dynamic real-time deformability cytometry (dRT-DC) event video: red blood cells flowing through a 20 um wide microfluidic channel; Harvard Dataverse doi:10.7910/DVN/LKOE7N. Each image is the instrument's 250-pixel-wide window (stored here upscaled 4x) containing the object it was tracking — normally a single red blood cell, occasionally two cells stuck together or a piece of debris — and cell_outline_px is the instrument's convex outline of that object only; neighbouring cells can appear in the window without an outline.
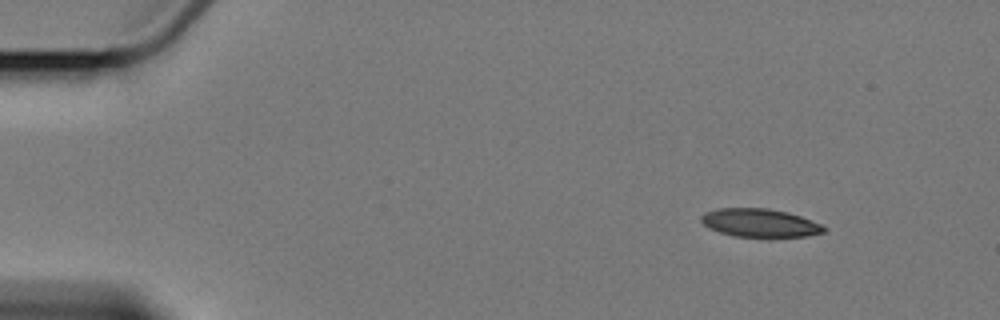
{"species": "Egyptian fruit bat (a non-hibernating species)", "species_latin": "Rousettus aegyptiacus", "temperature_condition": "cold", "stored_images_in_passage": 4, "camera_frame_rate_fps": 3000, "um_per_image_px": 0.085, "animal": {"sex": "female"}, "frame": {"image": 1, "passage_image": 1, "time_ms": 0.0, "image_size_px": [1000, 320], "cell_outline_px": [[828, 228], [824, 232], [808, 236], [768, 240], [736, 236], [720, 232], [708, 228], [700, 220], [700, 216], [704, 212], [716, 208], [768, 208], [788, 212], [824, 224]], "centroid_in_image_um": [64.64, 18.99], "position_along_channel_um": 20.4, "area_um2": 21.33}}
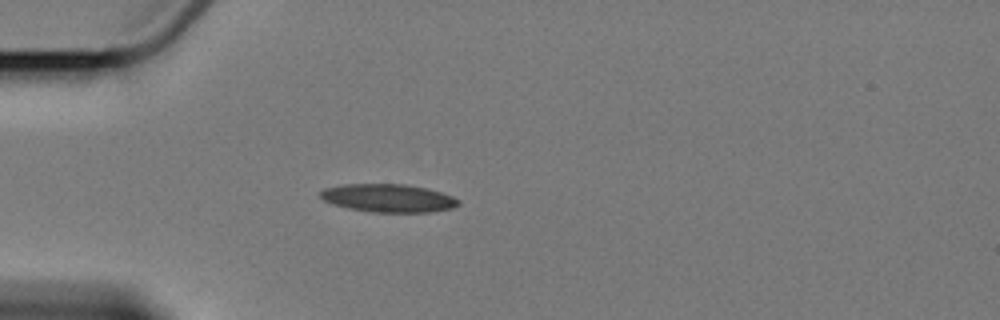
{"frame": {"image": 2, "passage_image": 4, "time_ms": 3.333, "image_size_px": [1000, 320], "cell_outline_px": [[460, 204], [452, 208], [428, 212], [372, 212], [348, 208], [332, 204], [324, 200], [320, 196], [320, 192], [324, 188], [344, 184], [404, 184], [424, 188], [440, 192], [452, 196], [460, 200]], "centroid_in_image_um": [32.99, 16.84], "position_along_channel_um": 52.0, "area_um2": 22.48}}